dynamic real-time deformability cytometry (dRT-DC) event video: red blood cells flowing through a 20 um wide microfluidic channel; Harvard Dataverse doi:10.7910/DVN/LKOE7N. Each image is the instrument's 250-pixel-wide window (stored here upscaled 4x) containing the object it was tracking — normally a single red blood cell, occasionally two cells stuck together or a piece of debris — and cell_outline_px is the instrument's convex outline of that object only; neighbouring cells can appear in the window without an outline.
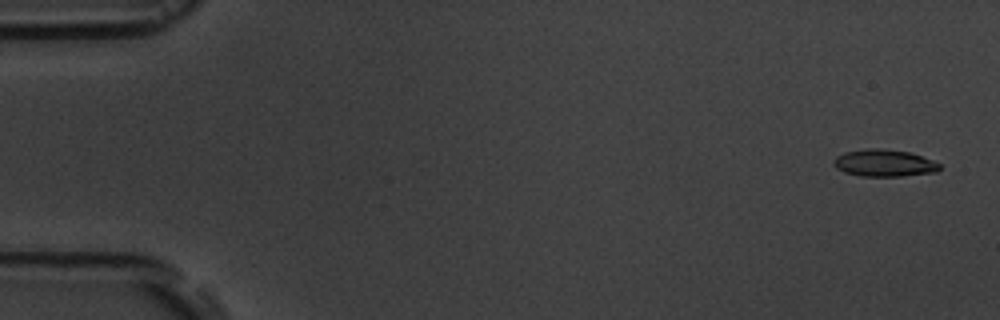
{"species": "common noctule bat (a hibernating species)", "species_latin": "Nyctalus noctula", "temperature_condition": "room temperature", "stored_images_in_passage": 5, "camera_frame_rate_fps": 3000, "um_per_image_px": 0.085, "animal": {"sex": "male", "body_mass_g": 19.5, "forearm_length_mm": 54.6}, "frame": {"image": 1, "passage_image": 1, "time_ms": 0.0, "image_size_px": [1000, 320], "cell_outline_px": [[940, 168], [936, 172], [904, 176], [860, 176], [844, 172], [836, 168], [832, 164], [832, 160], [836, 156], [844, 152], [868, 148], [880, 148], [908, 152], [932, 160], [940, 164]], "centroid_in_image_um": [75.11, 13.86], "position_along_channel_um": 9.9, "area_um2": 16.76}}
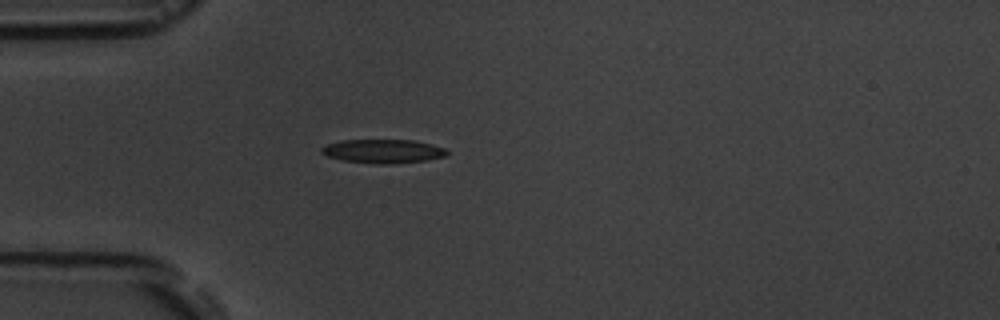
{"frame": {"image": 2, "passage_image": 5, "time_ms": 4.667, "image_size_px": [1000, 320], "cell_outline_px": [[448, 152], [444, 156], [424, 160], [392, 164], [372, 164], [344, 160], [328, 156], [320, 152], [320, 148], [328, 144], [340, 140], [412, 140], [432, 144], [444, 148]], "centroid_in_image_um": [32.53, 12.85], "position_along_channel_um": 52.5, "area_um2": 17.28}}